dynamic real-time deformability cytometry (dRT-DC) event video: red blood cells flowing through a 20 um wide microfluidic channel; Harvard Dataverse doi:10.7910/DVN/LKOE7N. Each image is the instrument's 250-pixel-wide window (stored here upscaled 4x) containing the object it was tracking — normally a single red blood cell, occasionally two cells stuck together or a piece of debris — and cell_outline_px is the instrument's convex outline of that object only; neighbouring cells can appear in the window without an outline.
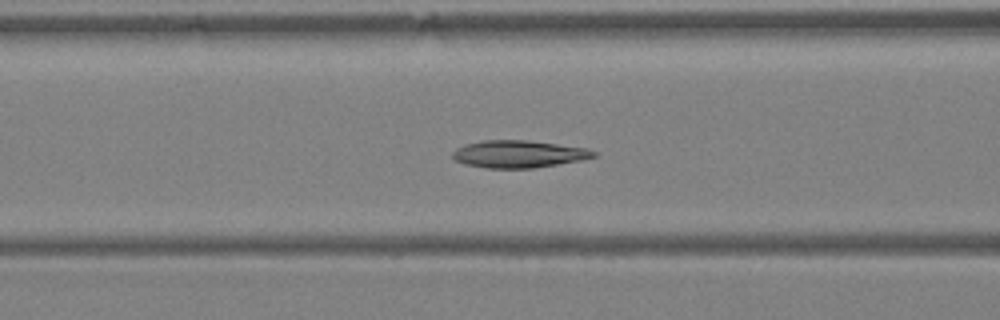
{"species": "Egyptian fruit bat (a non-hibernating species)", "species_latin": "Rousettus aegyptiacus", "temperature_condition": "warm", "stored_images_in_passage": 40, "camera_frame_rate_fps": 3000, "um_per_image_px": 0.085, "animal": {"sex": "female"}, "frame": {"image": 1, "passage_image": 17, "time_ms": 5.333, "image_size_px": [1000, 320], "cell_outline_px": [[596, 156], [584, 160], [532, 168], [488, 168], [464, 164], [456, 160], [452, 156], [452, 152], [456, 148], [464, 144], [480, 140], [528, 140], [588, 148], [596, 152]], "centroid_in_image_um": [44.08, 13.08], "position_along_channel_um": 122.5, "area_um2": 22.6}}
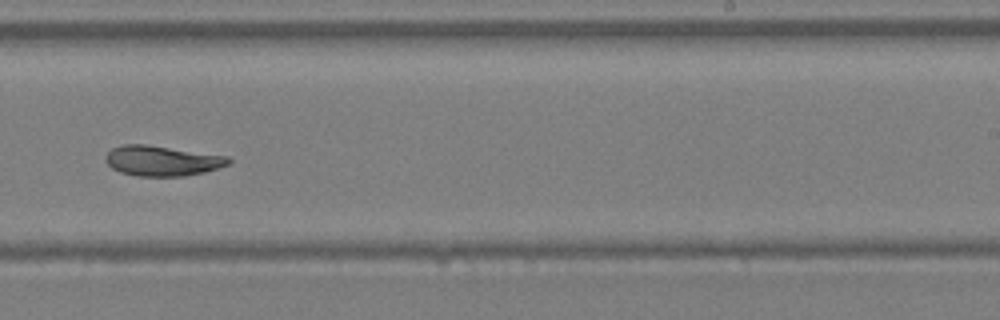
{"frame": {"image": 2, "passage_image": 26, "time_ms": 8.333, "image_size_px": [1000, 320], "cell_outline_px": [[232, 160], [228, 164], [220, 168], [204, 172], [184, 176], [136, 176], [120, 172], [112, 168], [104, 160], [104, 156], [112, 148], [124, 144], [144, 144], [228, 156]], "centroid_in_image_um": [13.76, 13.67], "position_along_channel_um": 275.2, "area_um2": 21.68}}
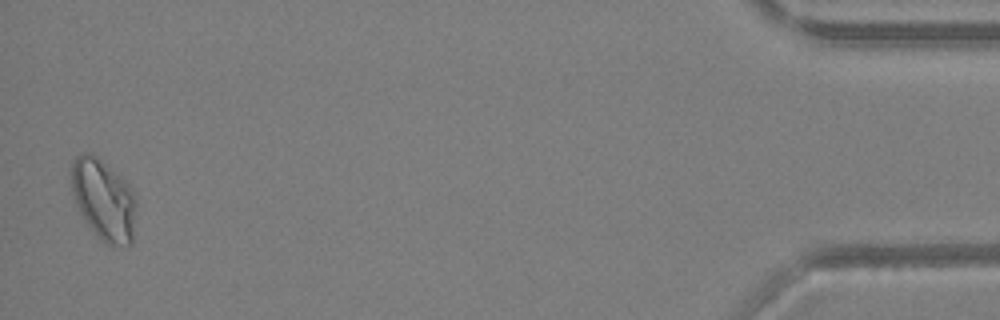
{"frame": {"image": 3, "passage_image": 40, "time_ms": 13.0, "image_size_px": [1000, 320], "cell_outline_px": [[136, 208], [132, 244], [112, 248], [100, 240], [84, 220], [76, 204], [72, 192], [72, 160], [80, 152], [88, 152], [96, 156], [120, 176], [132, 188], [136, 200]], "centroid_in_image_um": [8.82, 17.01], "position_along_channel_um": 426.4, "area_um2": 30.92}}